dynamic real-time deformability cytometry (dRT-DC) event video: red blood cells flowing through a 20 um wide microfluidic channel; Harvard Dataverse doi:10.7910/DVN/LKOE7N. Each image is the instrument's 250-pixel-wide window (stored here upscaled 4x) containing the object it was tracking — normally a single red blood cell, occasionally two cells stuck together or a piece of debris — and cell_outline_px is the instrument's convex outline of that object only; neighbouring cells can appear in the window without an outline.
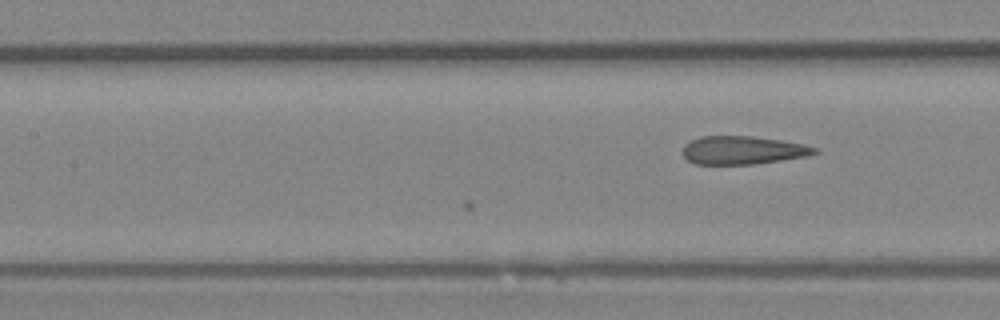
{"species": "Egyptian fruit bat (a non-hibernating species)", "species_latin": "Rousettus aegyptiacus", "temperature_condition": "room temperature", "stored_images_in_passage": 14, "camera_frame_rate_fps": 3000, "um_per_image_px": 0.085, "animal": {"sex": "female"}, "frame": {"image": 1, "passage_image": 14, "time_ms": 4.333, "image_size_px": [1000, 320], "cell_outline_px": [[820, 152], [808, 156], [752, 164], [696, 164], [688, 160], [684, 156], [684, 144], [700, 136], [752, 136], [780, 140], [804, 144], [816, 148]], "centroid_in_image_um": [63.15, 12.76], "position_along_channel_um": 144.2, "area_um2": 21.56}}